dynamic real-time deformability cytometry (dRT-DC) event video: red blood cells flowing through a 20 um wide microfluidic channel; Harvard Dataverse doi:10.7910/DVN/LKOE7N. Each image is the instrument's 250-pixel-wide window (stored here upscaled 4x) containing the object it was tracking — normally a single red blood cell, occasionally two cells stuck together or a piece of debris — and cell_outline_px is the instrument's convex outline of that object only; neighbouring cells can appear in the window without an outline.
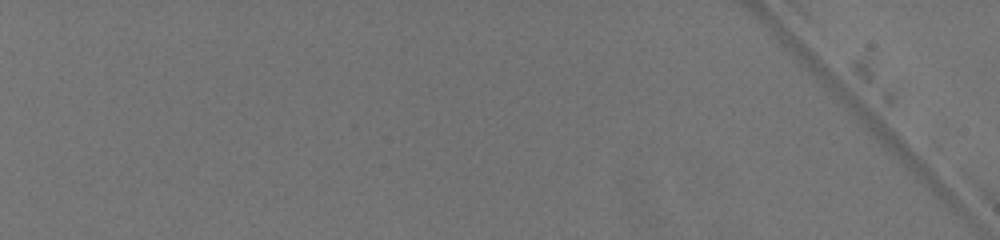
{"species": "common noctule bat (a hibernating species)", "species_latin": "Nyctalus noctula", "temperature_condition": "warm", "stored_images_in_passage": 2, "segment_of_instrument_passage": [1, 2], "camera_frame_rate_fps": 3000, "um_per_image_px": 0.085, "animal": {"sex": "female", "body_mass_g": 19.5, "forearm_length_mm": 54.1}, "frame": {"image": 1, "passage_image": 1, "time_ms": 0.0, "image_size_px": [1000, 240], "cell_outline_px": [[220, 168], [200, 196], [164, 224], [148, 224], [148, 216], [176, 180], [188, 172], [212, 164], [220, 164]], "centroid_in_image_um": [15.53, 16.47], "position_along_channel_um": 69.5, "area_um2": 12.89}}